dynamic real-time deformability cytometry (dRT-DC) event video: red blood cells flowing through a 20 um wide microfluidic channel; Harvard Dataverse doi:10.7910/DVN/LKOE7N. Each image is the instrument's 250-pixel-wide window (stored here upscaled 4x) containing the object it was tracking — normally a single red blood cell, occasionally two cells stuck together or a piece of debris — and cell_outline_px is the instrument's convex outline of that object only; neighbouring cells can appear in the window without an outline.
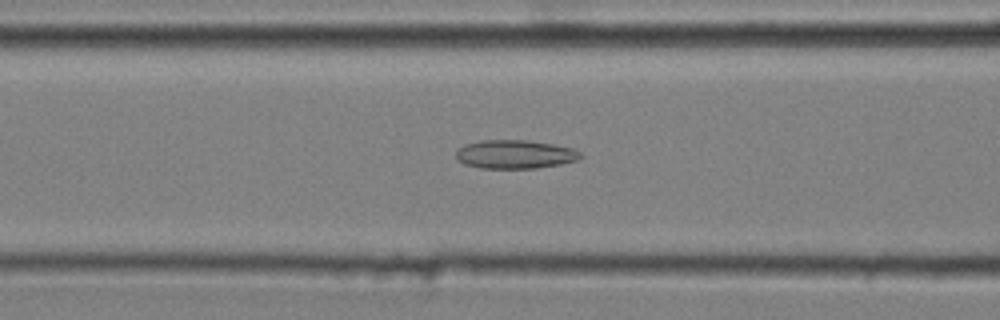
{"species": "common noctule bat (a hibernating species)", "species_latin": "Nyctalus noctula", "temperature_condition": "cold", "stored_images_in_passage": 52, "camera_frame_rate_fps": 3000, "um_per_image_px": 0.085, "animal": {"sex": "male", "body_mass_g": 20.4}, "frame": {"image": 1, "passage_image": 22, "time_ms": 7.0, "image_size_px": [1000, 320], "cell_outline_px": [[584, 156], [576, 160], [560, 164], [536, 168], [480, 168], [464, 164], [456, 160], [456, 152], [464, 144], [480, 140], [528, 140], [576, 148]], "centroid_in_image_um": [43.77, 13.11], "position_along_channel_um": 122.8, "area_um2": 20.92}}
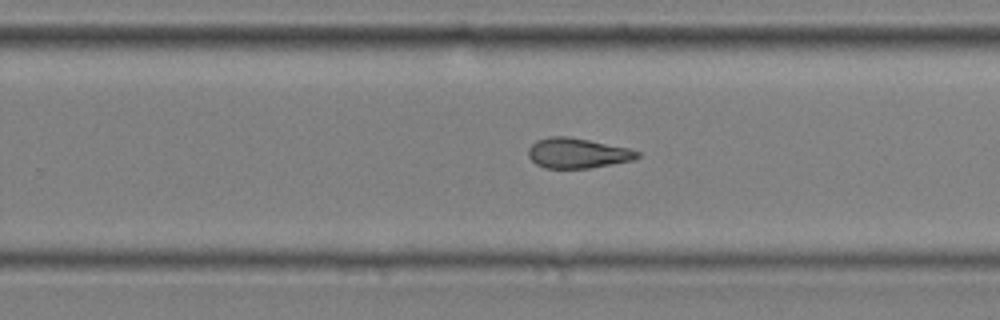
{"frame": {"image": 2, "passage_image": 35, "time_ms": 11.333, "image_size_px": [1000, 320], "cell_outline_px": [[640, 156], [636, 160], [588, 168], [544, 168], [536, 164], [528, 156], [528, 148], [536, 140], [548, 136], [568, 136], [628, 148], [640, 152]], "centroid_in_image_um": [49.08, 13.01], "position_along_channel_um": 280.7, "area_um2": 19.19}}
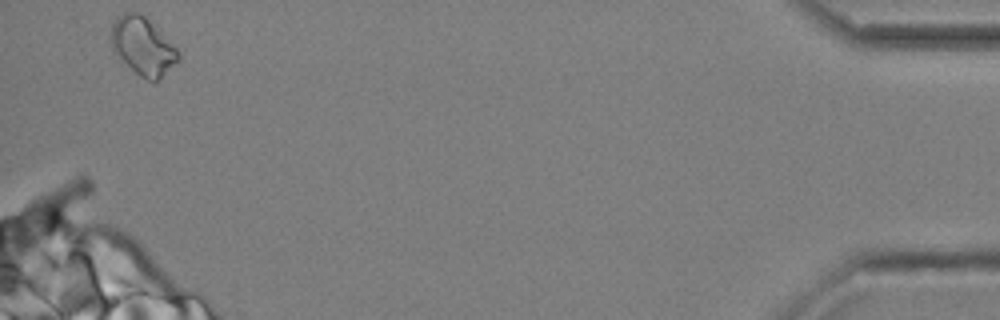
{"frame": {"image": 3, "passage_image": 52, "time_ms": 17.0, "image_size_px": [1000, 320], "cell_outline_px": [[180, 60], [160, 80], [148, 80], [140, 76], [112, 48], [108, 36], [112, 24], [124, 12], [140, 12], [180, 52]], "centroid_in_image_um": [12.15, 3.92], "position_along_channel_um": 423.1, "area_um2": 22.25}, "authors_computed_cell_mechanics": {"area_um2": 20.4901, "velocity_mm_per_s": 3.6537, "shape_relaxation_time_tau1_ms": null, "shape_relaxation_time_tau2_ms": 4.2952, "deformation_change_tau1": null, "deformation_change_tau2": 0.1467}}